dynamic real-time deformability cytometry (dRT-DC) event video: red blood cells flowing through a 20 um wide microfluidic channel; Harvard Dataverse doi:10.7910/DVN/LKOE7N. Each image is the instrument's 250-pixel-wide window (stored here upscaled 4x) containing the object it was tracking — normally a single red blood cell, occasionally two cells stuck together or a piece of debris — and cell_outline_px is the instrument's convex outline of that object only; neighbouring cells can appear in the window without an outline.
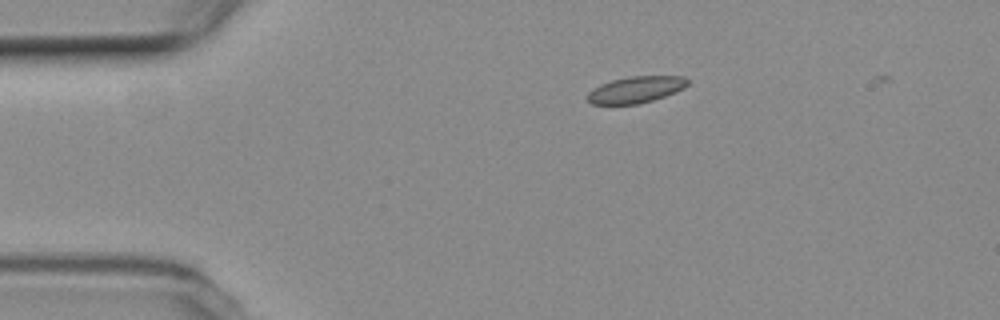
{"species": "common noctule bat (a hibernating species)", "species_latin": "Nyctalus noctula", "temperature_condition": "room temperature", "stored_images_in_passage": 46, "camera_frame_rate_fps": 3000, "um_per_image_px": 0.085, "animal": {"sex": "female", "body_mass_g": 19.3, "forearm_length_mm": 54.1}, "frame": {"image": 1, "passage_image": 2, "time_ms": 0.333, "image_size_px": [1000, 320], "cell_outline_px": [[688, 84], [684, 88], [664, 96], [652, 100], [636, 104], [592, 104], [588, 100], [588, 92], [592, 88], [600, 84], [612, 80], [628, 76], [684, 76], [688, 80]], "centroid_in_image_um": [54.03, 7.61], "position_along_channel_um": 31.0, "area_um2": 15.37}}
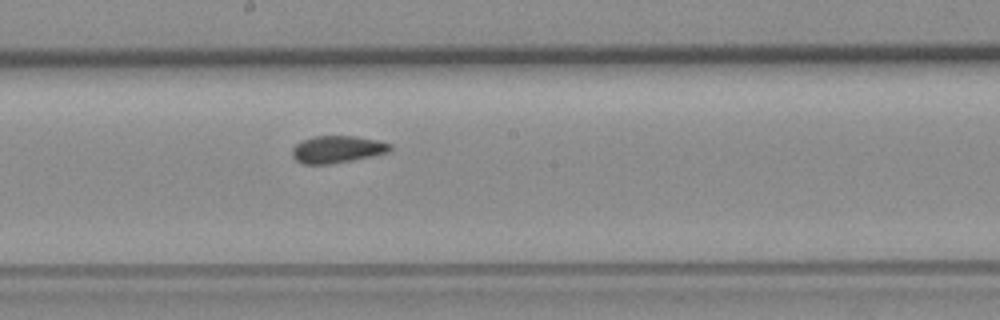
{"frame": {"image": 2, "passage_image": 21, "time_ms": 6.667, "image_size_px": [1000, 320], "cell_outline_px": [[392, 148], [388, 152], [352, 160], [328, 164], [300, 164], [292, 156], [292, 148], [296, 144], [312, 136], [356, 136], [376, 140], [392, 144]], "centroid_in_image_um": [28.64, 12.69], "position_along_channel_um": 219.6, "area_um2": 15.43}}
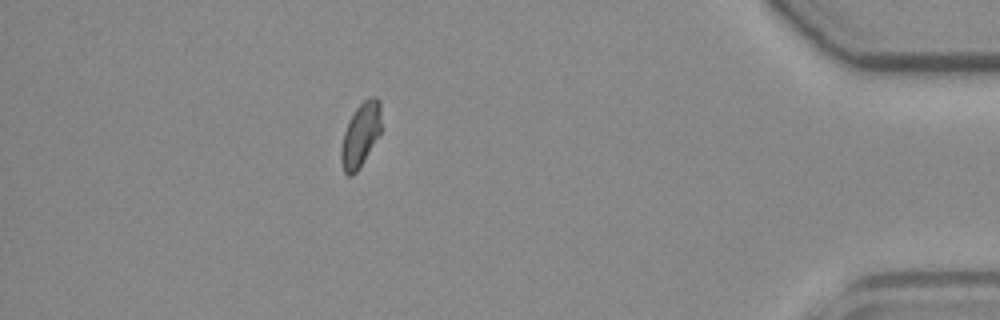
{"frame": {"image": 3, "passage_image": 40, "time_ms": 13.0, "image_size_px": [1000, 320], "cell_outline_px": [[380, 132], [364, 160], [356, 172], [352, 176], [348, 176], [344, 172], [340, 160], [340, 148], [344, 132], [348, 120], [356, 108], [368, 96], [376, 96], [380, 100]], "centroid_in_image_um": [30.62, 11.44], "position_along_channel_um": 404.6, "area_um2": 14.91}, "authors_computed_cell_mechanics": {"area_um2": 15.5193, "velocity_mm_per_s": 3.748, "shape_relaxation_time_tau1_ms": 7.7262, "shape_relaxation_time_tau2_ms": 1.517, "deformation_change_tau1": 0.0994, "deformation_change_tau2": 0.0539}}